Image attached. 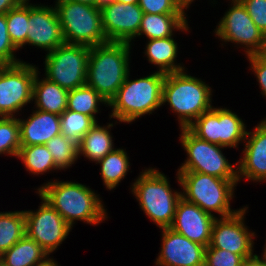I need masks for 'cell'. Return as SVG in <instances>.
<instances>
[{
  "label": "cell",
  "instance_id": "1",
  "mask_svg": "<svg viewBox=\"0 0 266 266\" xmlns=\"http://www.w3.org/2000/svg\"><path fill=\"white\" fill-rule=\"evenodd\" d=\"M36 193L43 197L71 228L76 220L95 226L108 218L99 194L84 184L56 179L38 187Z\"/></svg>",
  "mask_w": 266,
  "mask_h": 266
},
{
  "label": "cell",
  "instance_id": "2",
  "mask_svg": "<svg viewBox=\"0 0 266 266\" xmlns=\"http://www.w3.org/2000/svg\"><path fill=\"white\" fill-rule=\"evenodd\" d=\"M132 44L107 42L90 47L86 84L109 104L130 72Z\"/></svg>",
  "mask_w": 266,
  "mask_h": 266
},
{
  "label": "cell",
  "instance_id": "3",
  "mask_svg": "<svg viewBox=\"0 0 266 266\" xmlns=\"http://www.w3.org/2000/svg\"><path fill=\"white\" fill-rule=\"evenodd\" d=\"M186 70L167 73L163 83L162 105L176 113L179 127L188 128L204 112L212 109V89Z\"/></svg>",
  "mask_w": 266,
  "mask_h": 266
},
{
  "label": "cell",
  "instance_id": "4",
  "mask_svg": "<svg viewBox=\"0 0 266 266\" xmlns=\"http://www.w3.org/2000/svg\"><path fill=\"white\" fill-rule=\"evenodd\" d=\"M165 73L156 71L146 77L130 80V72L108 106L109 118L131 123L163 106L162 94Z\"/></svg>",
  "mask_w": 266,
  "mask_h": 266
},
{
  "label": "cell",
  "instance_id": "5",
  "mask_svg": "<svg viewBox=\"0 0 266 266\" xmlns=\"http://www.w3.org/2000/svg\"><path fill=\"white\" fill-rule=\"evenodd\" d=\"M140 173L131 185L133 196L139 202L141 210L157 227L169 228L182 197L181 191L172 190L169 178L155 167Z\"/></svg>",
  "mask_w": 266,
  "mask_h": 266
},
{
  "label": "cell",
  "instance_id": "6",
  "mask_svg": "<svg viewBox=\"0 0 266 266\" xmlns=\"http://www.w3.org/2000/svg\"><path fill=\"white\" fill-rule=\"evenodd\" d=\"M177 180L183 192L182 198L199 206L203 211L217 217H227L239 209H231L230 202L238 180H227L212 175L177 171Z\"/></svg>",
  "mask_w": 266,
  "mask_h": 266
},
{
  "label": "cell",
  "instance_id": "7",
  "mask_svg": "<svg viewBox=\"0 0 266 266\" xmlns=\"http://www.w3.org/2000/svg\"><path fill=\"white\" fill-rule=\"evenodd\" d=\"M55 8L65 43L92 47L108 42L100 8L68 0H56Z\"/></svg>",
  "mask_w": 266,
  "mask_h": 266
},
{
  "label": "cell",
  "instance_id": "8",
  "mask_svg": "<svg viewBox=\"0 0 266 266\" xmlns=\"http://www.w3.org/2000/svg\"><path fill=\"white\" fill-rule=\"evenodd\" d=\"M180 132L179 140L187 153V159L178 171L198 172L222 179L238 180V169H236L238 165L230 164L221 151L226 147L201 140L187 128H181Z\"/></svg>",
  "mask_w": 266,
  "mask_h": 266
},
{
  "label": "cell",
  "instance_id": "9",
  "mask_svg": "<svg viewBox=\"0 0 266 266\" xmlns=\"http://www.w3.org/2000/svg\"><path fill=\"white\" fill-rule=\"evenodd\" d=\"M90 46L64 43L44 58L45 77L68 91L86 84Z\"/></svg>",
  "mask_w": 266,
  "mask_h": 266
},
{
  "label": "cell",
  "instance_id": "10",
  "mask_svg": "<svg viewBox=\"0 0 266 266\" xmlns=\"http://www.w3.org/2000/svg\"><path fill=\"white\" fill-rule=\"evenodd\" d=\"M246 127L244 121L232 110L213 106L187 129L201 140L226 148H238V144L246 138Z\"/></svg>",
  "mask_w": 266,
  "mask_h": 266
},
{
  "label": "cell",
  "instance_id": "11",
  "mask_svg": "<svg viewBox=\"0 0 266 266\" xmlns=\"http://www.w3.org/2000/svg\"><path fill=\"white\" fill-rule=\"evenodd\" d=\"M214 33L225 43L241 45L245 48L246 56L266 53V36L254 24L241 1H231V7L219 21Z\"/></svg>",
  "mask_w": 266,
  "mask_h": 266
},
{
  "label": "cell",
  "instance_id": "12",
  "mask_svg": "<svg viewBox=\"0 0 266 266\" xmlns=\"http://www.w3.org/2000/svg\"><path fill=\"white\" fill-rule=\"evenodd\" d=\"M38 69L36 65L23 61L7 65L2 70L0 74L1 117H16L19 110L32 102L33 81Z\"/></svg>",
  "mask_w": 266,
  "mask_h": 266
},
{
  "label": "cell",
  "instance_id": "13",
  "mask_svg": "<svg viewBox=\"0 0 266 266\" xmlns=\"http://www.w3.org/2000/svg\"><path fill=\"white\" fill-rule=\"evenodd\" d=\"M41 205L35 211L24 210L26 236L35 240L50 255L67 238L72 228L40 195Z\"/></svg>",
  "mask_w": 266,
  "mask_h": 266
},
{
  "label": "cell",
  "instance_id": "14",
  "mask_svg": "<svg viewBox=\"0 0 266 266\" xmlns=\"http://www.w3.org/2000/svg\"><path fill=\"white\" fill-rule=\"evenodd\" d=\"M248 207L239 208L231 216L216 217L211 234L210 244L206 248H218L228 250L231 253L252 258L254 254L255 232L245 225V214ZM250 231V232H249Z\"/></svg>",
  "mask_w": 266,
  "mask_h": 266
},
{
  "label": "cell",
  "instance_id": "15",
  "mask_svg": "<svg viewBox=\"0 0 266 266\" xmlns=\"http://www.w3.org/2000/svg\"><path fill=\"white\" fill-rule=\"evenodd\" d=\"M108 42L132 43L138 35L144 12L137 4L113 2L100 8Z\"/></svg>",
  "mask_w": 266,
  "mask_h": 266
},
{
  "label": "cell",
  "instance_id": "16",
  "mask_svg": "<svg viewBox=\"0 0 266 266\" xmlns=\"http://www.w3.org/2000/svg\"><path fill=\"white\" fill-rule=\"evenodd\" d=\"M61 24L55 5L29 3L26 44L50 52L64 44Z\"/></svg>",
  "mask_w": 266,
  "mask_h": 266
},
{
  "label": "cell",
  "instance_id": "17",
  "mask_svg": "<svg viewBox=\"0 0 266 266\" xmlns=\"http://www.w3.org/2000/svg\"><path fill=\"white\" fill-rule=\"evenodd\" d=\"M156 266H205L206 247L172 230L162 228Z\"/></svg>",
  "mask_w": 266,
  "mask_h": 266
},
{
  "label": "cell",
  "instance_id": "18",
  "mask_svg": "<svg viewBox=\"0 0 266 266\" xmlns=\"http://www.w3.org/2000/svg\"><path fill=\"white\" fill-rule=\"evenodd\" d=\"M215 219V216L181 197L176 207L173 222L169 228L182 234L190 241L208 247Z\"/></svg>",
  "mask_w": 266,
  "mask_h": 266
},
{
  "label": "cell",
  "instance_id": "19",
  "mask_svg": "<svg viewBox=\"0 0 266 266\" xmlns=\"http://www.w3.org/2000/svg\"><path fill=\"white\" fill-rule=\"evenodd\" d=\"M253 129L247 131L243 157L237 161L238 181L266 182V123L261 120Z\"/></svg>",
  "mask_w": 266,
  "mask_h": 266
},
{
  "label": "cell",
  "instance_id": "20",
  "mask_svg": "<svg viewBox=\"0 0 266 266\" xmlns=\"http://www.w3.org/2000/svg\"><path fill=\"white\" fill-rule=\"evenodd\" d=\"M21 146L45 145L50 139L61 134L60 116L33 110L25 120L19 119Z\"/></svg>",
  "mask_w": 266,
  "mask_h": 266
},
{
  "label": "cell",
  "instance_id": "21",
  "mask_svg": "<svg viewBox=\"0 0 266 266\" xmlns=\"http://www.w3.org/2000/svg\"><path fill=\"white\" fill-rule=\"evenodd\" d=\"M53 258L26 235L0 256V266H46Z\"/></svg>",
  "mask_w": 266,
  "mask_h": 266
},
{
  "label": "cell",
  "instance_id": "22",
  "mask_svg": "<svg viewBox=\"0 0 266 266\" xmlns=\"http://www.w3.org/2000/svg\"><path fill=\"white\" fill-rule=\"evenodd\" d=\"M39 72L36 73L33 81L32 101L37 110L60 116L67 109L69 91L61 88L57 83L49 81L46 77L40 79Z\"/></svg>",
  "mask_w": 266,
  "mask_h": 266
},
{
  "label": "cell",
  "instance_id": "23",
  "mask_svg": "<svg viewBox=\"0 0 266 266\" xmlns=\"http://www.w3.org/2000/svg\"><path fill=\"white\" fill-rule=\"evenodd\" d=\"M186 14H150L144 13L138 35H145L148 40L174 36V32L188 31ZM174 31V32H173Z\"/></svg>",
  "mask_w": 266,
  "mask_h": 266
},
{
  "label": "cell",
  "instance_id": "24",
  "mask_svg": "<svg viewBox=\"0 0 266 266\" xmlns=\"http://www.w3.org/2000/svg\"><path fill=\"white\" fill-rule=\"evenodd\" d=\"M113 123L100 126L96 122L91 129L81 138L78 144V155L84 156L96 164L108 153L114 150V140L110 133Z\"/></svg>",
  "mask_w": 266,
  "mask_h": 266
},
{
  "label": "cell",
  "instance_id": "25",
  "mask_svg": "<svg viewBox=\"0 0 266 266\" xmlns=\"http://www.w3.org/2000/svg\"><path fill=\"white\" fill-rule=\"evenodd\" d=\"M147 41L144 53L149 63L159 67L158 72L167 74L185 70L181 63L176 62L179 47L173 36Z\"/></svg>",
  "mask_w": 266,
  "mask_h": 266
},
{
  "label": "cell",
  "instance_id": "26",
  "mask_svg": "<svg viewBox=\"0 0 266 266\" xmlns=\"http://www.w3.org/2000/svg\"><path fill=\"white\" fill-rule=\"evenodd\" d=\"M101 178L106 189L113 190L129 172V157L122 148H115L99 162Z\"/></svg>",
  "mask_w": 266,
  "mask_h": 266
},
{
  "label": "cell",
  "instance_id": "27",
  "mask_svg": "<svg viewBox=\"0 0 266 266\" xmlns=\"http://www.w3.org/2000/svg\"><path fill=\"white\" fill-rule=\"evenodd\" d=\"M101 103L108 106V102L87 84L68 92L67 109L90 116L95 122V114L99 113Z\"/></svg>",
  "mask_w": 266,
  "mask_h": 266
},
{
  "label": "cell",
  "instance_id": "28",
  "mask_svg": "<svg viewBox=\"0 0 266 266\" xmlns=\"http://www.w3.org/2000/svg\"><path fill=\"white\" fill-rule=\"evenodd\" d=\"M16 158H19L25 169L33 175L60 170L45 145L21 146Z\"/></svg>",
  "mask_w": 266,
  "mask_h": 266
},
{
  "label": "cell",
  "instance_id": "29",
  "mask_svg": "<svg viewBox=\"0 0 266 266\" xmlns=\"http://www.w3.org/2000/svg\"><path fill=\"white\" fill-rule=\"evenodd\" d=\"M25 235L23 210L0 212V256Z\"/></svg>",
  "mask_w": 266,
  "mask_h": 266
},
{
  "label": "cell",
  "instance_id": "30",
  "mask_svg": "<svg viewBox=\"0 0 266 266\" xmlns=\"http://www.w3.org/2000/svg\"><path fill=\"white\" fill-rule=\"evenodd\" d=\"M9 37L19 50L26 45L29 21V0H23L18 6L6 14Z\"/></svg>",
  "mask_w": 266,
  "mask_h": 266
},
{
  "label": "cell",
  "instance_id": "31",
  "mask_svg": "<svg viewBox=\"0 0 266 266\" xmlns=\"http://www.w3.org/2000/svg\"><path fill=\"white\" fill-rule=\"evenodd\" d=\"M45 146L52 155L55 165L62 170L68 169L78 160V144L60 134L50 139Z\"/></svg>",
  "mask_w": 266,
  "mask_h": 266
},
{
  "label": "cell",
  "instance_id": "32",
  "mask_svg": "<svg viewBox=\"0 0 266 266\" xmlns=\"http://www.w3.org/2000/svg\"><path fill=\"white\" fill-rule=\"evenodd\" d=\"M95 123L90 116L68 109L60 115L61 134L77 144Z\"/></svg>",
  "mask_w": 266,
  "mask_h": 266
},
{
  "label": "cell",
  "instance_id": "33",
  "mask_svg": "<svg viewBox=\"0 0 266 266\" xmlns=\"http://www.w3.org/2000/svg\"><path fill=\"white\" fill-rule=\"evenodd\" d=\"M20 144V125L17 117H0V155L17 157Z\"/></svg>",
  "mask_w": 266,
  "mask_h": 266
},
{
  "label": "cell",
  "instance_id": "34",
  "mask_svg": "<svg viewBox=\"0 0 266 266\" xmlns=\"http://www.w3.org/2000/svg\"><path fill=\"white\" fill-rule=\"evenodd\" d=\"M138 5L144 13L186 14L179 0H139Z\"/></svg>",
  "mask_w": 266,
  "mask_h": 266
},
{
  "label": "cell",
  "instance_id": "35",
  "mask_svg": "<svg viewBox=\"0 0 266 266\" xmlns=\"http://www.w3.org/2000/svg\"><path fill=\"white\" fill-rule=\"evenodd\" d=\"M246 259L228 250L206 248L205 266H242Z\"/></svg>",
  "mask_w": 266,
  "mask_h": 266
},
{
  "label": "cell",
  "instance_id": "36",
  "mask_svg": "<svg viewBox=\"0 0 266 266\" xmlns=\"http://www.w3.org/2000/svg\"><path fill=\"white\" fill-rule=\"evenodd\" d=\"M17 50L9 37L6 15L0 14V62L7 65L23 62L14 55Z\"/></svg>",
  "mask_w": 266,
  "mask_h": 266
},
{
  "label": "cell",
  "instance_id": "37",
  "mask_svg": "<svg viewBox=\"0 0 266 266\" xmlns=\"http://www.w3.org/2000/svg\"><path fill=\"white\" fill-rule=\"evenodd\" d=\"M254 24L266 36V0H240Z\"/></svg>",
  "mask_w": 266,
  "mask_h": 266
},
{
  "label": "cell",
  "instance_id": "38",
  "mask_svg": "<svg viewBox=\"0 0 266 266\" xmlns=\"http://www.w3.org/2000/svg\"><path fill=\"white\" fill-rule=\"evenodd\" d=\"M250 63L249 68L257 77L262 96H266V53L247 56Z\"/></svg>",
  "mask_w": 266,
  "mask_h": 266
},
{
  "label": "cell",
  "instance_id": "39",
  "mask_svg": "<svg viewBox=\"0 0 266 266\" xmlns=\"http://www.w3.org/2000/svg\"><path fill=\"white\" fill-rule=\"evenodd\" d=\"M23 0H0V14H6L10 9L18 6Z\"/></svg>",
  "mask_w": 266,
  "mask_h": 266
},
{
  "label": "cell",
  "instance_id": "40",
  "mask_svg": "<svg viewBox=\"0 0 266 266\" xmlns=\"http://www.w3.org/2000/svg\"><path fill=\"white\" fill-rule=\"evenodd\" d=\"M242 266H266V263L259 255L256 254L252 258L246 259Z\"/></svg>",
  "mask_w": 266,
  "mask_h": 266
},
{
  "label": "cell",
  "instance_id": "41",
  "mask_svg": "<svg viewBox=\"0 0 266 266\" xmlns=\"http://www.w3.org/2000/svg\"><path fill=\"white\" fill-rule=\"evenodd\" d=\"M97 7V0H68Z\"/></svg>",
  "mask_w": 266,
  "mask_h": 266
},
{
  "label": "cell",
  "instance_id": "42",
  "mask_svg": "<svg viewBox=\"0 0 266 266\" xmlns=\"http://www.w3.org/2000/svg\"><path fill=\"white\" fill-rule=\"evenodd\" d=\"M115 2V0H97V7L102 8L104 5Z\"/></svg>",
  "mask_w": 266,
  "mask_h": 266
},
{
  "label": "cell",
  "instance_id": "43",
  "mask_svg": "<svg viewBox=\"0 0 266 266\" xmlns=\"http://www.w3.org/2000/svg\"><path fill=\"white\" fill-rule=\"evenodd\" d=\"M194 0H179L180 4L187 10Z\"/></svg>",
  "mask_w": 266,
  "mask_h": 266
},
{
  "label": "cell",
  "instance_id": "44",
  "mask_svg": "<svg viewBox=\"0 0 266 266\" xmlns=\"http://www.w3.org/2000/svg\"><path fill=\"white\" fill-rule=\"evenodd\" d=\"M116 2H121V3H129V4H137L139 0H115Z\"/></svg>",
  "mask_w": 266,
  "mask_h": 266
},
{
  "label": "cell",
  "instance_id": "45",
  "mask_svg": "<svg viewBox=\"0 0 266 266\" xmlns=\"http://www.w3.org/2000/svg\"><path fill=\"white\" fill-rule=\"evenodd\" d=\"M264 250H263V253L261 254V258L264 260V262L266 263V243H265V245H264Z\"/></svg>",
  "mask_w": 266,
  "mask_h": 266
},
{
  "label": "cell",
  "instance_id": "46",
  "mask_svg": "<svg viewBox=\"0 0 266 266\" xmlns=\"http://www.w3.org/2000/svg\"><path fill=\"white\" fill-rule=\"evenodd\" d=\"M46 266H61V265H58L57 261H51L48 265Z\"/></svg>",
  "mask_w": 266,
  "mask_h": 266
},
{
  "label": "cell",
  "instance_id": "47",
  "mask_svg": "<svg viewBox=\"0 0 266 266\" xmlns=\"http://www.w3.org/2000/svg\"><path fill=\"white\" fill-rule=\"evenodd\" d=\"M7 66V64L1 63L0 62V74L2 72V70Z\"/></svg>",
  "mask_w": 266,
  "mask_h": 266
}]
</instances>
